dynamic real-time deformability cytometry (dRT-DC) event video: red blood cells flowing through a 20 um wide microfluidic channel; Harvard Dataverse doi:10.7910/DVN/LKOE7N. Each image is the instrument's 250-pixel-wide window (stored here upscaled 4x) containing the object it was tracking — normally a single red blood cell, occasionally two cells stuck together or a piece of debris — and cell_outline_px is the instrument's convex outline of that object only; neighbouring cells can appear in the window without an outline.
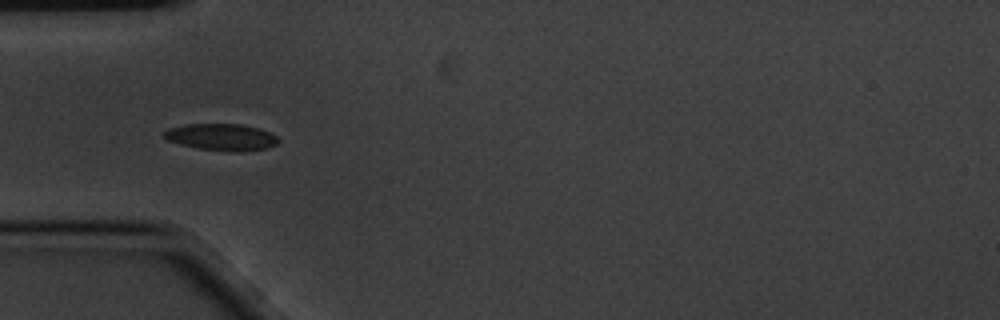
{"species": "common noctule bat (a hibernating species)", "species_latin": "Nyctalus noctula", "temperature_condition": "cold", "stored_images_in_passage": 4, "camera_frame_rate_fps": 3000, "um_per_image_px": 0.085, "animal": {"sex": "male", "body_mass_g": 20.1, "forearm_length_mm": 53.5}, "frame": {"image": 1, "passage_image": 3, "time_ms": 0.667, "image_size_px": [1000, 320], "cell_outline_px": [[280, 140], [276, 144], [268, 148], [240, 152], [232, 152], [200, 148], [180, 144], [168, 140], [164, 136], [164, 132], [168, 128], [184, 124], [240, 124], [256, 128], [268, 132], [276, 136]], "centroid_in_image_um": [18.83, 11.65], "position_along_channel_um": 66.2, "area_um2": 17.69}}
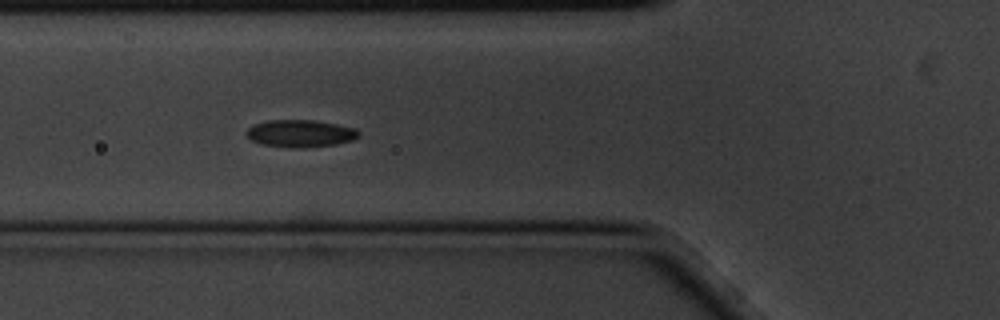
{"frame": {"image": 2, "passage_image": 4, "time_ms": 1.0, "image_size_px": [1000, 320], "cell_outline_px": [[360, 136], [352, 140], [336, 144], [304, 148], [292, 148], [260, 144], [252, 140], [244, 132], [252, 124], [268, 120], [316, 120], [356, 128], [360, 132]], "centroid_in_image_um": [25.52, 11.34], "position_along_channel_um": 100.3, "area_um2": 18.09}}